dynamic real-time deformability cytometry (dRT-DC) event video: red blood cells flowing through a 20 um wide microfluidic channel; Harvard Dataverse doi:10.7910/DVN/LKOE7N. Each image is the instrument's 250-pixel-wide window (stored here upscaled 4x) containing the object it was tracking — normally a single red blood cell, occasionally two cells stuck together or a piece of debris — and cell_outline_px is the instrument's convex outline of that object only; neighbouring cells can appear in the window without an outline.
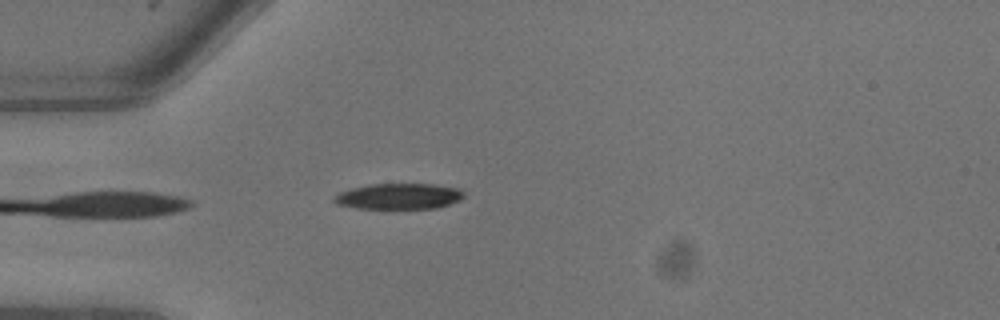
{"species": "common noctule bat (a hibernating species)", "species_latin": "Nyctalus noctula", "temperature_condition": "warm", "stored_images_in_passage": 4, "camera_frame_rate_fps": 3000, "um_per_image_px": 0.085, "animal": {"sex": "male", "body_mass_g": 13.3}, "frame": {"image": 1, "passage_image": 1, "time_ms": 0.0, "image_size_px": [1000, 320], "cell_outline_px": [[464, 196], [460, 200], [436, 208], [356, 208], [336, 204], [332, 200], [332, 196], [340, 192], [352, 188], [368, 184], [432, 184], [460, 188], [464, 192]], "centroid_in_image_um": [33.88, 16.68], "position_along_channel_um": 51.1, "area_um2": 19.54}}
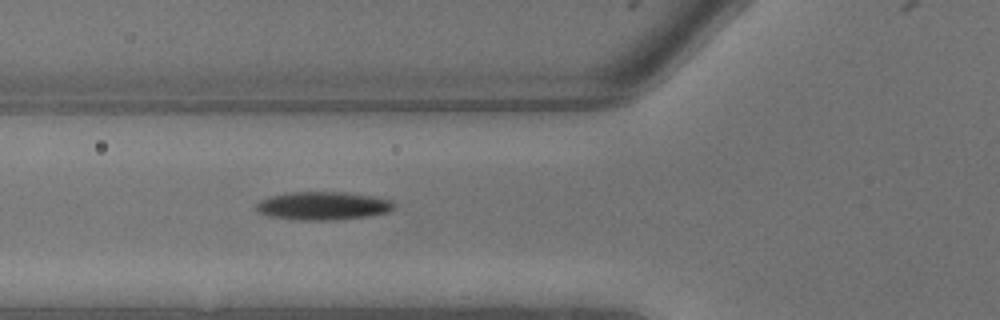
{"frame": {"image": 2, "passage_image": 3, "time_ms": 0.667, "image_size_px": [1000, 320], "cell_outline_px": [[396, 204], [388, 212], [368, 216], [332, 220], [300, 220], [268, 216], [260, 212], [256, 208], [256, 204], [260, 200], [272, 196], [292, 192], [344, 192], [372, 196], [392, 200]], "centroid_in_image_um": [27.47, 17.49], "position_along_channel_um": 98.3, "area_um2": 22.48}}